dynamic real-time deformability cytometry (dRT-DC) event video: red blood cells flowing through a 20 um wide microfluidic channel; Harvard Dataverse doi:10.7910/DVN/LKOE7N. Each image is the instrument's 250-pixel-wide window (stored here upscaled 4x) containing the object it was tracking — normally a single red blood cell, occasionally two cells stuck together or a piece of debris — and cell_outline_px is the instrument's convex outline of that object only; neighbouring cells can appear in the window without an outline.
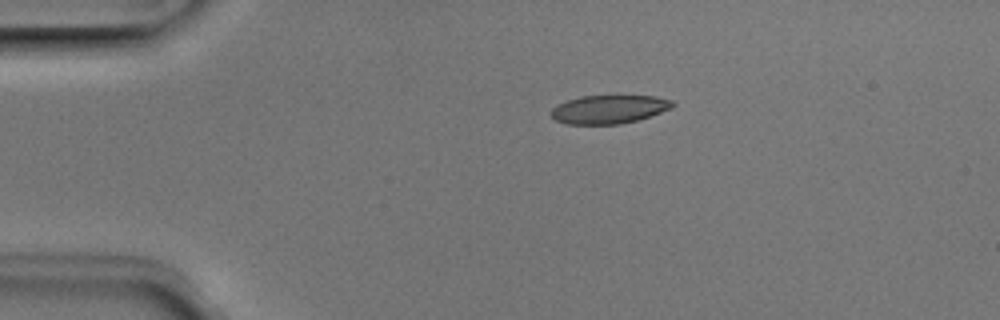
{"species": "Egyptian fruit bat (a non-hibernating species)", "species_latin": "Rousettus aegyptiacus", "temperature_condition": "room temperature", "stored_images_in_passage": 2, "camera_frame_rate_fps": 3000, "um_per_image_px": 0.085, "animal": {"sex": "male"}, "frame": {"image": 1, "passage_image": 1, "time_ms": 0.0, "image_size_px": [1000, 320], "cell_outline_px": [[676, 104], [660, 112], [636, 120], [620, 124], [568, 124], [556, 120], [552, 116], [552, 108], [556, 104], [580, 96], [652, 96], [672, 100]], "centroid_in_image_um": [51.73, 9.28], "position_along_channel_um": 33.3, "area_um2": 19.83}}
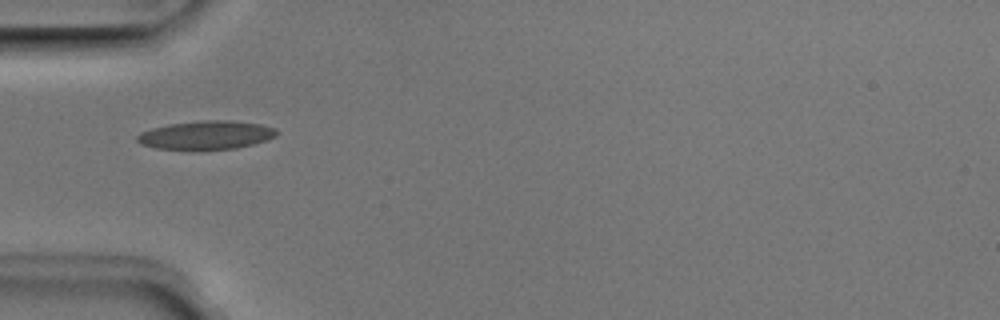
{"frame": {"image": 2, "passage_image": 2, "time_ms": 0.333, "image_size_px": [1000, 320], "cell_outline_px": [[280, 132], [276, 136], [268, 140], [236, 148], [200, 152], [156, 148], [140, 144], [136, 140], [136, 136], [140, 132], [152, 128], [168, 124], [200, 120], [228, 120], [260, 124], [276, 128]], "centroid_in_image_um": [17.51, 11.51], "position_along_channel_um": 67.5, "area_um2": 24.1}}